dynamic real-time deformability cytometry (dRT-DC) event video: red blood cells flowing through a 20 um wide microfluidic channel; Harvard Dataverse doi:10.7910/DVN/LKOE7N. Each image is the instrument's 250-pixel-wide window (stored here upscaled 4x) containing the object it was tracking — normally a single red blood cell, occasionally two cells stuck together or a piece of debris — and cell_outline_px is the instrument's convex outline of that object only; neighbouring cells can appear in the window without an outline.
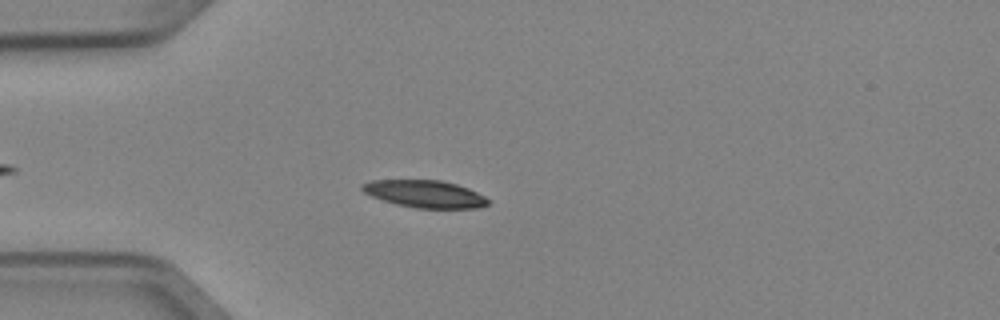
{"species": "Egyptian fruit bat (a non-hibernating species)", "species_latin": "Rousettus aegyptiacus", "temperature_condition": "cold", "stored_images_in_passage": 1, "camera_frame_rate_fps": 3000, "um_per_image_px": 0.085, "animal": {"sex": "female"}, "frame": {"image": 1, "passage_image": 1, "time_ms": 0.0, "image_size_px": [1000, 320], "cell_outline_px": [[492, 200], [488, 204], [476, 208], [416, 208], [396, 204], [372, 196], [364, 192], [360, 188], [360, 184], [372, 180], [440, 180], [456, 184], [468, 188]], "centroid_in_image_um": [36.12, 16.48], "position_along_channel_um": 48.9, "area_um2": 20.0}}